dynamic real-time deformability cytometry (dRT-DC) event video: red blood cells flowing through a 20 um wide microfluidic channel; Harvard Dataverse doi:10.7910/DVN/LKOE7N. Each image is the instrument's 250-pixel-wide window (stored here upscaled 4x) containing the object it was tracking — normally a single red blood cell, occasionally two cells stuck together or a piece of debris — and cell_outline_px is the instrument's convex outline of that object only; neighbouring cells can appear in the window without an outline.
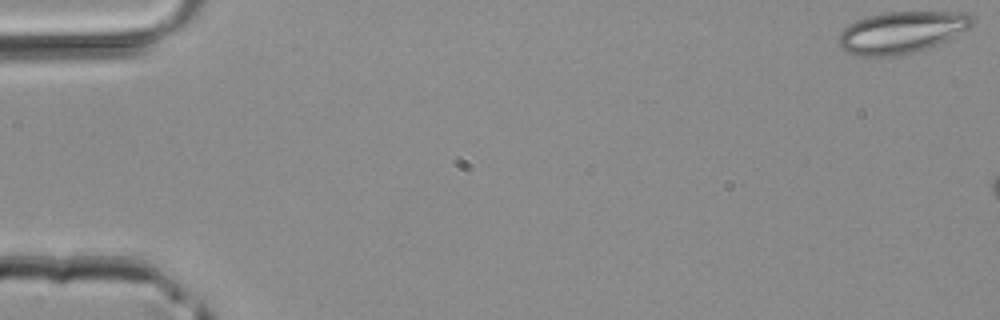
{"species": "common noctule bat (a hibernating species)", "species_latin": "Nyctalus noctula", "temperature_condition": "room temperature", "stored_images_in_passage": 3, "camera_frame_rate_fps": 3000, "um_per_image_px": 0.085, "animal": {"sex": "male", "body_mass_g": 20.4}, "frame": {"image": 1, "passage_image": 1, "time_ms": 0.0, "image_size_px": [1000, 320], "cell_outline_px": [[976, 20], [968, 28], [928, 48], [900, 56], [860, 56], [848, 52], [836, 40], [840, 32], [848, 24], [868, 16], [884, 12], [968, 12]], "centroid_in_image_um": [76.62, 2.74], "position_along_channel_um": 8.4, "area_um2": 32.37}}